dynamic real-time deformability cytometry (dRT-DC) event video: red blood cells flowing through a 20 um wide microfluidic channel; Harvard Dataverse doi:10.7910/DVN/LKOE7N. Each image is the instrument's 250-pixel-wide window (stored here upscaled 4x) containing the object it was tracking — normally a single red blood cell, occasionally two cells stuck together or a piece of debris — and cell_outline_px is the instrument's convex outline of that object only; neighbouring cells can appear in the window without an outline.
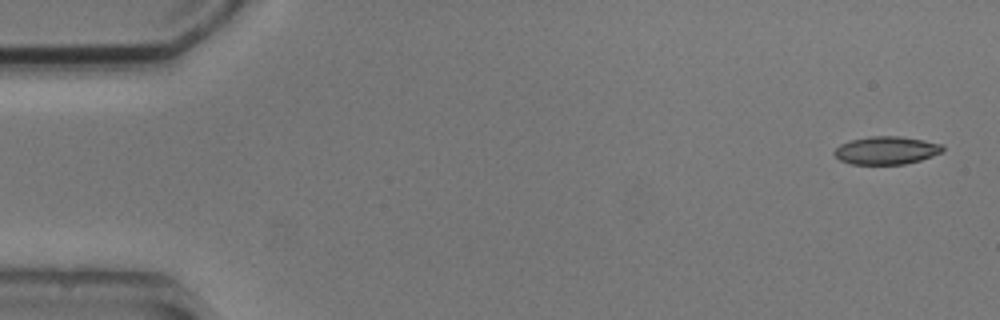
{"species": "common noctule bat (a hibernating species)", "species_latin": "Nyctalus noctula", "temperature_condition": "cold", "stored_images_in_passage": 6, "camera_frame_rate_fps": 3000, "um_per_image_px": 0.085, "animal": {"sex": "male", "body_mass_g": 20.5, "forearm_length_mm": 52.5}, "frame": {"image": 1, "passage_image": 1, "time_ms": 0.0, "image_size_px": [1000, 320], "cell_outline_px": [[944, 152], [920, 160], [904, 164], [852, 164], [840, 160], [832, 152], [840, 144], [852, 140], [872, 136], [900, 136], [924, 140], [944, 144]], "centroid_in_image_um": [75.38, 12.78], "position_along_channel_um": 9.6, "area_um2": 17.69}}
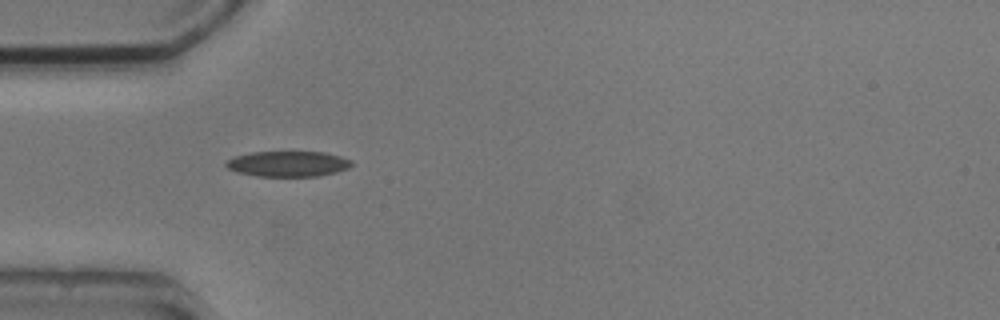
{"frame": {"image": 2, "passage_image": 5, "time_ms": 4.667, "image_size_px": [1000, 320], "cell_outline_px": [[352, 164], [348, 168], [336, 172], [320, 176], [256, 176], [236, 172], [228, 168], [224, 164], [228, 160], [236, 156], [252, 152], [324, 152], [340, 156], [352, 160]], "centroid_in_image_um": [24.49, 13.93], "position_along_channel_um": 60.5, "area_um2": 18.61}}